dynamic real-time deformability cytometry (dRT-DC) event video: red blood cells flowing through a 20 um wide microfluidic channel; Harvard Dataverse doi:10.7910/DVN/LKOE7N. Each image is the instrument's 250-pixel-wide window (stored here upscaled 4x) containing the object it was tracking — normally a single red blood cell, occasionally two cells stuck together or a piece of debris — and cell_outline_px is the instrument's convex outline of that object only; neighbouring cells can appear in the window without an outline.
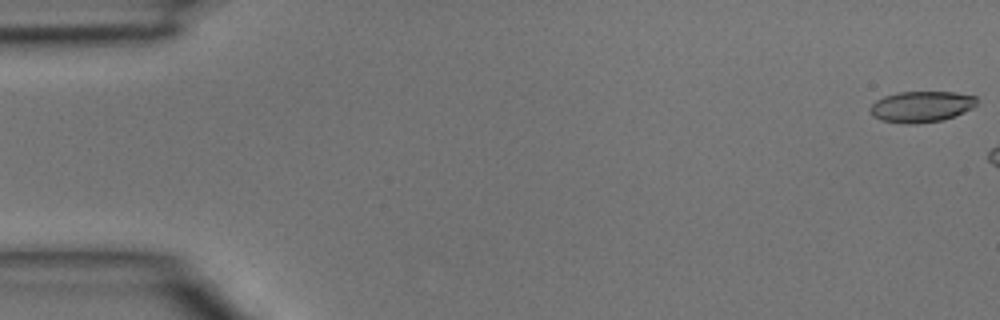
{"species": "common noctule bat (a hibernating species)", "species_latin": "Nyctalus noctula", "temperature_condition": "room temperature", "stored_images_in_passage": 5, "camera_frame_rate_fps": 3000, "um_per_image_px": 0.085, "animal": {"sex": "male", "body_mass_g": 15.6}, "frame": {"image": 1, "passage_image": 1, "time_ms": 0.0, "image_size_px": [1000, 320], "cell_outline_px": [[976, 104], [972, 108], [956, 116], [944, 120], [916, 124], [904, 124], [880, 120], [872, 116], [868, 108], [876, 100], [884, 96], [900, 92], [956, 92], [976, 96]], "centroid_in_image_um": [78.3, 9.08], "position_along_channel_um": 6.7, "area_um2": 19.54}}